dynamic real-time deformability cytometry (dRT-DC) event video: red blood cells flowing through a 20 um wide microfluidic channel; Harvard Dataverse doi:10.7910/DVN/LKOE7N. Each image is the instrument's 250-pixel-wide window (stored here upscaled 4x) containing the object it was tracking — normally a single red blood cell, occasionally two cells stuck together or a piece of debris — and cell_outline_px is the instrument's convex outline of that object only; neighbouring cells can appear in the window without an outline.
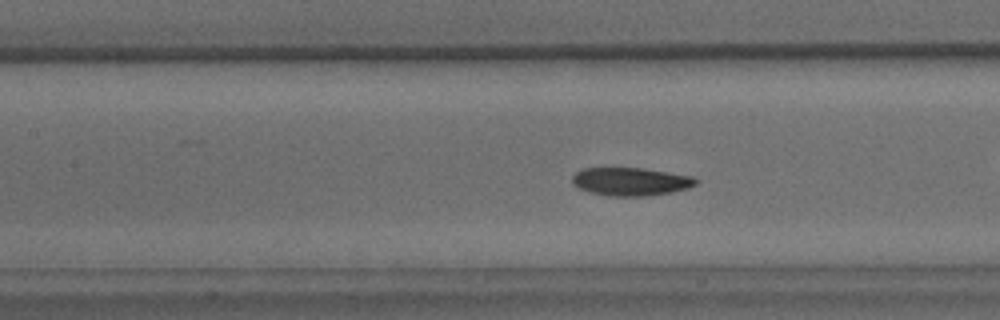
{"species": "common noctule bat (a hibernating species)", "species_latin": "Nyctalus noctula", "temperature_condition": "warm", "stored_images_in_passage": 55, "camera_frame_rate_fps": 3000, "um_per_image_px": 0.085, "animal": {"sex": "male", "body_mass_g": 15.6}, "frame": {"image": 1, "passage_image": 24, "time_ms": 7.667, "image_size_px": [1000, 320], "cell_outline_px": [[700, 180], [696, 184], [688, 188], [672, 192], [644, 196], [612, 196], [588, 192], [572, 184], [572, 176], [576, 172], [584, 168], [644, 168], [696, 176]], "centroid_in_image_um": [53.66, 15.42], "position_along_channel_um": 153.7, "area_um2": 20.46}, "authors_computed_cell_mechanics": {"area_um2": 20.2878, "velocity_mm_per_s": 3.7318, "shape_relaxation_time_tau1_ms": 6.5315, "shape_relaxation_time_tau2_ms": 3.4263, "deformation_change_tau1": 0.1575, "deformation_change_tau2": 0.089}}